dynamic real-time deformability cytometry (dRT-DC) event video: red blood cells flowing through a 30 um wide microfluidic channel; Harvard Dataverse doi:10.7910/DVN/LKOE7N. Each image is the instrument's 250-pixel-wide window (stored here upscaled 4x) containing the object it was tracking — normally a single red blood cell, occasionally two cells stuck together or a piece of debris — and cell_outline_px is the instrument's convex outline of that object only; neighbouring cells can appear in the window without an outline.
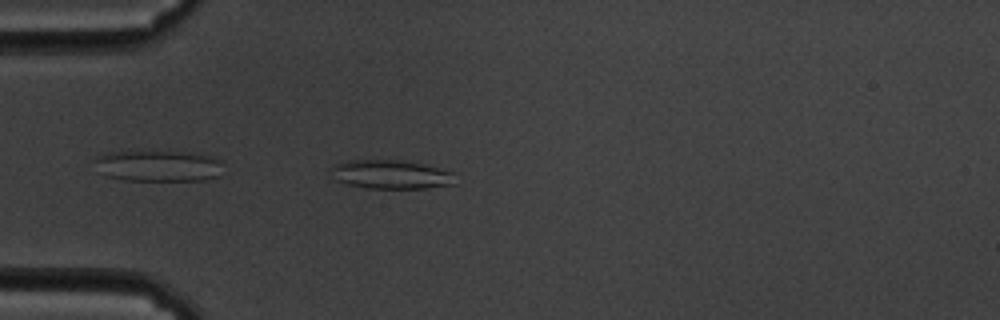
{"species": "common noctule bat (a hibernating species)", "species_latin": "Nyctalus noctula", "temperature_condition": "cold", "stored_images_in_passage": 43, "camera_frame_rate_fps": 3000, "um_per_image_px": 0.085, "animal": {"sex": "male", "body_mass_g": 19.5, "forearm_length_mm": 54.6}, "frame": {"image": 1, "passage_image": 2, "time_ms": 0.333, "image_size_px": [1000, 320], "cell_outline_px": [[456, 184], [424, 188], [368, 188], [348, 184], [336, 180], [328, 168], [336, 164], [348, 160], [400, 160], [424, 164], [456, 172]], "centroid_in_image_um": [33.28, 14.82], "position_along_channel_um": 51.7, "area_um2": 21.1}}
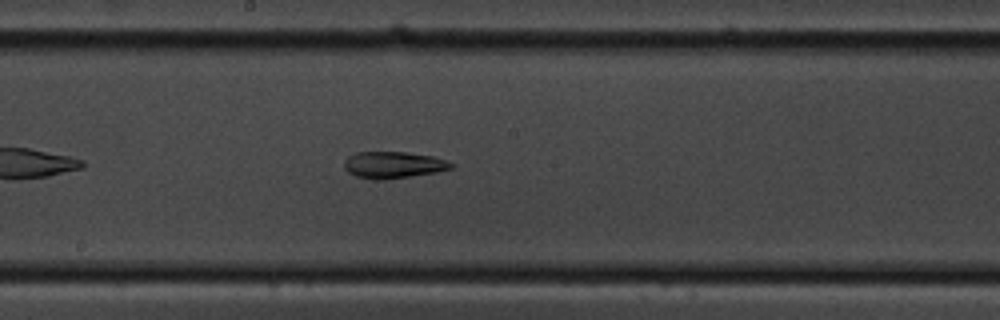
{"frame": {"image": 2, "passage_image": 17, "time_ms": 5.333, "image_size_px": [1000, 320], "cell_outline_px": [[456, 164], [452, 168], [436, 172], [412, 176], [384, 180], [376, 180], [356, 176], [348, 172], [344, 168], [344, 160], [348, 156], [356, 152], [408, 152], [432, 156]], "centroid_in_image_um": [33.42, 14.02], "position_along_channel_um": 214.8, "area_um2": 16.7}}
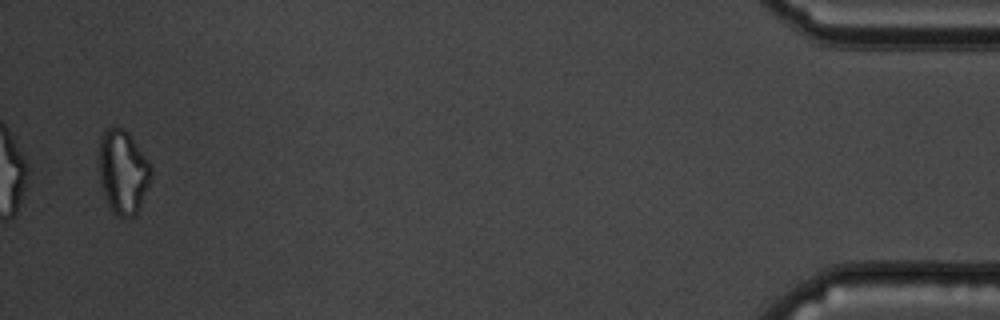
{"frame": {"image": 3, "passage_image": 42, "time_ms": 13.667, "image_size_px": [1000, 320], "cell_outline_px": [[152, 172], [148, 184], [140, 204], [136, 212], [132, 216], [120, 216], [108, 204], [100, 180], [100, 136], [108, 128], [120, 124], [128, 132], [148, 160], [152, 168]], "centroid_in_image_um": [10.45, 14.52], "position_along_channel_um": 424.7, "area_um2": 24.8}, "authors_computed_cell_mechanics": {"area_um2": 17.8602, "velocity_mm_per_s": 3.4805, "shape_relaxation_time_tau1_ms": null, "shape_relaxation_time_tau2_ms": 8.8284, "deformation_change_tau1": null, "deformation_change_tau2": 0.1886}}